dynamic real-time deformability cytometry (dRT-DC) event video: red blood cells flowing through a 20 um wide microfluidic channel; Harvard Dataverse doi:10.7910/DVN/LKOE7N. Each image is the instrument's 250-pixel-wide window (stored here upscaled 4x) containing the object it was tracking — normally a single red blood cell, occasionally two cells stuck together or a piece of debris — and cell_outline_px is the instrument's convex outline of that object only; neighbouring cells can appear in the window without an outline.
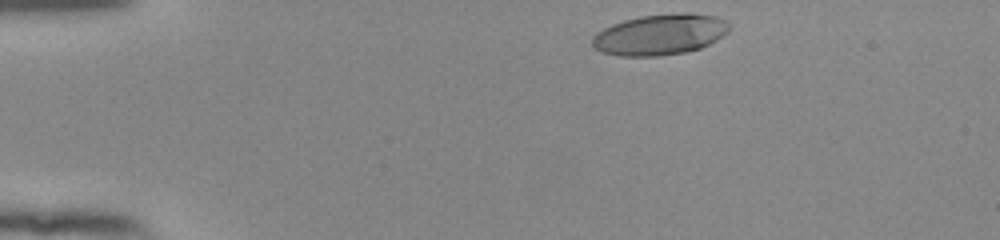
{"species": "human", "species_latin": "Homo sapiens", "temperature_condition": "room temperature", "stored_images_in_passage": 37, "camera_frame_rate_fps": 3000, "um_per_image_px": 0.085, "donor": {"sex": "female"}, "frame": {"image": 1, "passage_image": 1, "time_ms": 0.0, "image_size_px": [1000, 240], "cell_outline_px": [[732, 24], [728, 32], [716, 40], [700, 48], [684, 52], [660, 56], [620, 56], [600, 52], [592, 48], [592, 36], [596, 32], [612, 24], [624, 20], [640, 16], [680, 12], [692, 12], [716, 16], [728, 20]], "centroid_in_image_um": [56.11, 2.92], "position_along_channel_um": 28.9, "area_um2": 33.12}}
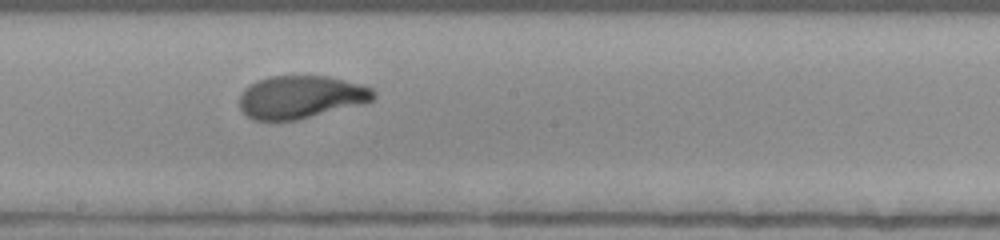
{"frame": {"image": 2, "passage_image": 22, "time_ms": 7.0, "image_size_px": [1000, 240], "cell_outline_px": [[376, 96], [372, 100], [364, 104], [296, 120], [252, 120], [240, 108], [240, 96], [244, 88], [256, 80], [268, 76], [332, 76], [360, 84], [372, 88], [376, 92]], "centroid_in_image_um": [25.59, 8.24], "position_along_channel_um": 222.6, "area_um2": 33.7}}
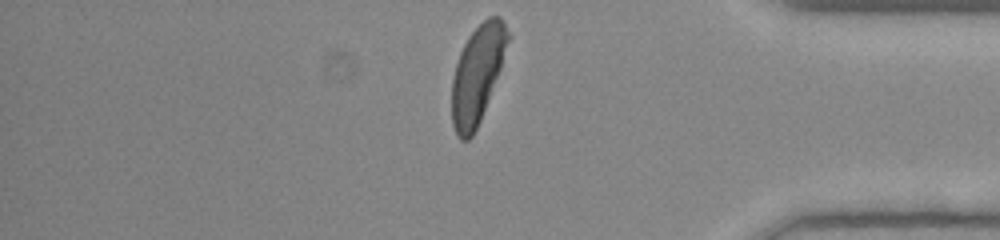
{"frame": {"image": 3, "passage_image": 37, "time_ms": 12.0, "image_size_px": [1000, 240], "cell_outline_px": [[512, 36], [500, 68], [480, 120], [472, 136], [468, 140], [460, 140], [452, 124], [452, 80], [456, 64], [460, 52], [468, 36], [488, 16], [500, 16]], "centroid_in_image_um": [40.59, 6.27], "position_along_channel_um": 394.6, "area_um2": 31.5}, "authors_computed_cell_mechanics": {"area_um2": 33.9864, "velocity_mm_per_s": 3.8482, "shape_relaxation_time_tau1_ms": 3.245, "shape_relaxation_time_tau2_ms": null, "deformation_change_tau1": 0.1994, "deformation_change_tau2": null}}